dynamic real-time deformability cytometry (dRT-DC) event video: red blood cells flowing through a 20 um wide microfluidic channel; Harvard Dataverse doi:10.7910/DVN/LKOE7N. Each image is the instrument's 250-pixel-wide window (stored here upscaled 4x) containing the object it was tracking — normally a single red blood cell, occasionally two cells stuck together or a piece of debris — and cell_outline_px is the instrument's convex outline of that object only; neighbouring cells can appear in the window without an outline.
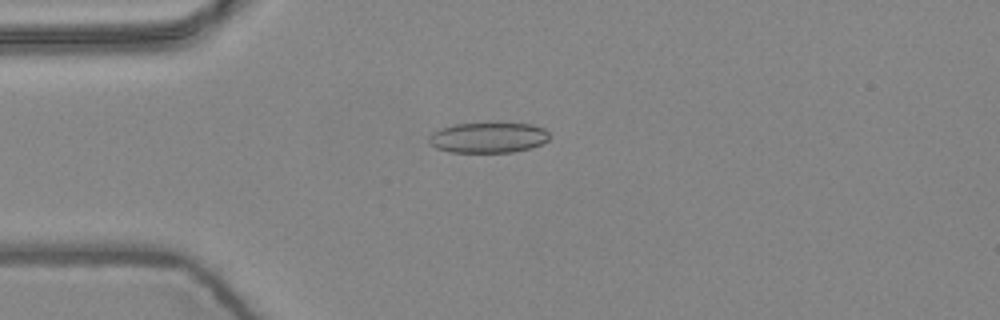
{"species": "common noctule bat (a hibernating species)", "species_latin": "Nyctalus noctula", "temperature_condition": "warm", "stored_images_in_passage": 4, "camera_frame_rate_fps": 3000, "um_per_image_px": 0.085, "animal": {"sex": "female", "body_mass_g": 24.6, "forearm_length_mm": 56.2}, "frame": {"image": 1, "passage_image": 4, "time_ms": 1.0, "image_size_px": [1000, 320], "cell_outline_px": [[548, 140], [532, 148], [512, 152], [448, 152], [436, 148], [428, 140], [428, 136], [432, 132], [440, 128], [456, 124], [488, 120], [496, 120], [532, 124], [544, 128], [548, 132]], "centroid_in_image_um": [41.5, 11.64], "position_along_channel_um": 43.5, "area_um2": 22.43}}